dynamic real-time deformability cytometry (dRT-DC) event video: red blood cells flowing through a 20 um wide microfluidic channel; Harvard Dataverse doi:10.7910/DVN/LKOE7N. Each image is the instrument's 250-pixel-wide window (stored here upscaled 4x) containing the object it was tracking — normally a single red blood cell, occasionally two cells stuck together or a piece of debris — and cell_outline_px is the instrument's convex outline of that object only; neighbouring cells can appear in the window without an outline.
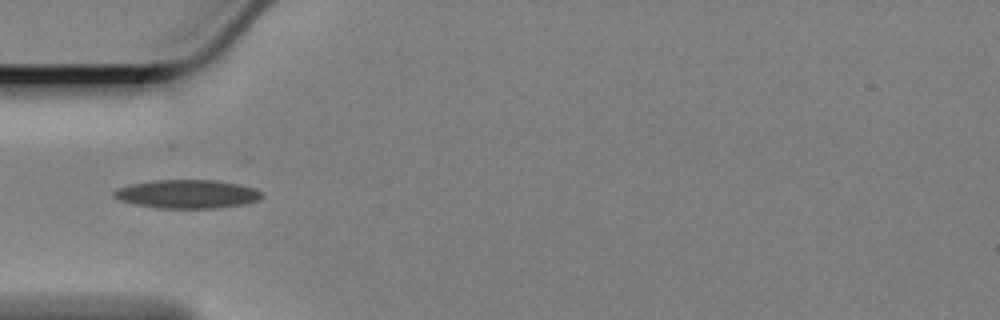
{"species": "Egyptian fruit bat (a non-hibernating species)", "species_latin": "Rousettus aegyptiacus", "temperature_condition": "cold", "stored_images_in_passage": 15, "camera_frame_rate_fps": 3000, "um_per_image_px": 0.085, "animal": {"sex": "female"}, "frame": {"image": 1, "passage_image": 1, "time_ms": 0.0, "image_size_px": [1000, 320], "cell_outline_px": [[260, 196], [256, 200], [244, 204], [216, 208], [160, 208], [136, 204], [120, 200], [112, 196], [112, 192], [116, 188], [132, 184], [156, 180], [216, 180], [236, 184], [252, 188], [260, 192]], "centroid_in_image_um": [15.84, 16.49], "position_along_channel_um": 69.2, "area_um2": 24.22}}
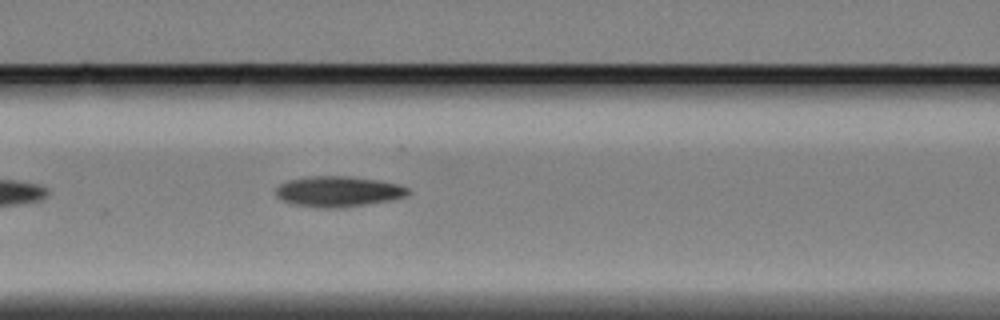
{"frame": {"image": 2, "passage_image": 7, "time_ms": 2.0, "image_size_px": [1000, 320], "cell_outline_px": [[408, 192], [404, 196], [392, 200], [332, 208], [324, 208], [292, 204], [276, 196], [276, 188], [280, 184], [288, 180], [304, 176], [348, 176], [376, 180], [396, 184], [408, 188]], "centroid_in_image_um": [28.68, 16.26], "position_along_channel_um": 137.9, "area_um2": 23.12}}
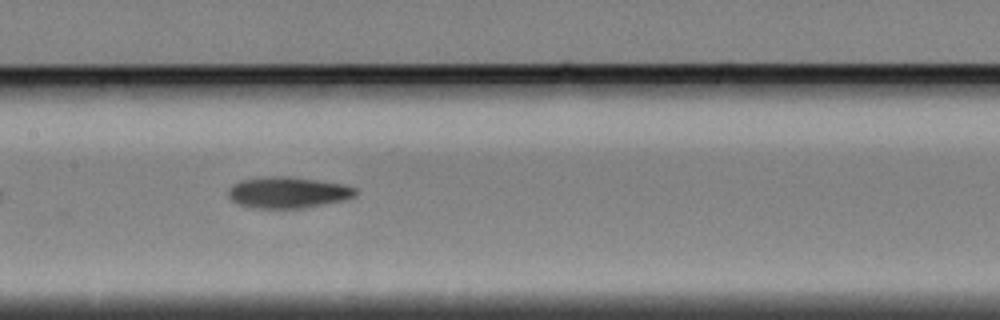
{"frame": {"image": 3, "passage_image": 11, "time_ms": 3.333, "image_size_px": [1000, 320], "cell_outline_px": [[356, 196], [344, 200], [304, 208], [256, 208], [240, 204], [232, 200], [228, 196], [228, 188], [232, 184], [240, 180], [272, 176], [292, 176], [344, 184], [356, 188]], "centroid_in_image_um": [24.48, 16.35], "position_along_channel_um": 182.9, "area_um2": 23.24}}